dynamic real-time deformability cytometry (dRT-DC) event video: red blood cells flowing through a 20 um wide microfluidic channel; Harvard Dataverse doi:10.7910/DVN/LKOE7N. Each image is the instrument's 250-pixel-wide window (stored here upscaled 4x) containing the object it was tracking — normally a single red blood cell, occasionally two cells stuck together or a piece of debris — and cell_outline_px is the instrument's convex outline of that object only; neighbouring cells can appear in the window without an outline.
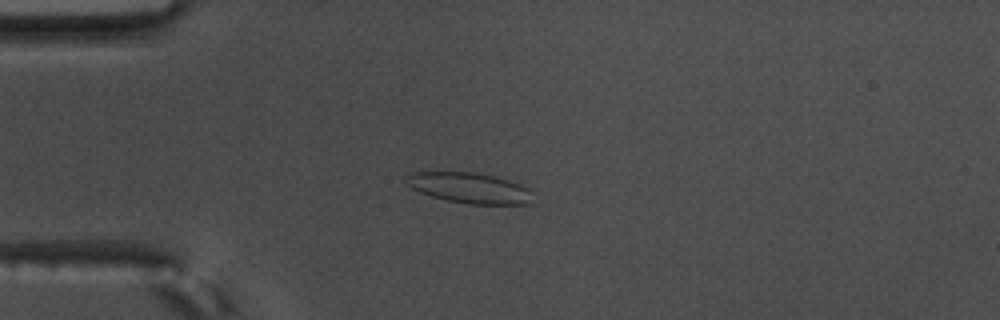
{"species": "common noctule bat (a hibernating species)", "species_latin": "Nyctalus noctula", "temperature_condition": "warm", "stored_images_in_passage": 48, "camera_frame_rate_fps": 3000, "um_per_image_px": 0.085, "animal": {"sex": "male", "body_mass_g": 17.5, "forearm_length_mm": 52.3}, "frame": {"image": 1, "passage_image": 6, "time_ms": 1.667, "image_size_px": [1000, 320], "cell_outline_px": [[532, 204], [468, 204], [448, 200], [432, 196], [420, 192], [412, 188], [404, 180], [408, 172], [476, 172], [496, 176], [520, 184], [528, 188], [532, 192]], "centroid_in_image_um": [39.92, 15.97], "position_along_channel_um": 45.1, "area_um2": 22.66}}
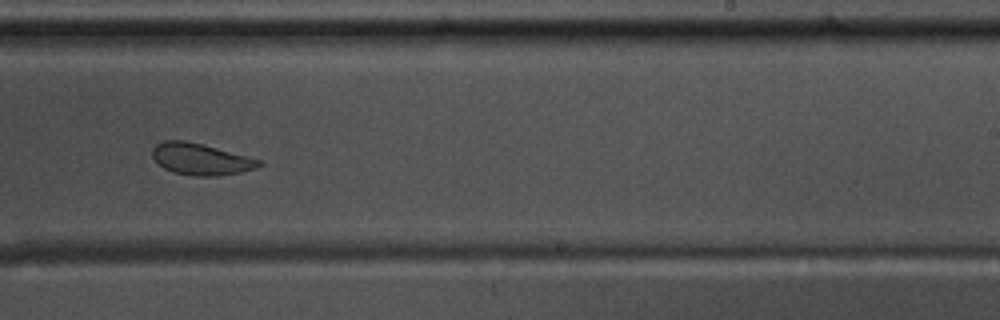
{"frame": {"image": 2, "passage_image": 27, "time_ms": 8.667, "image_size_px": [1000, 320], "cell_outline_px": [[264, 164], [256, 168], [240, 172], [216, 176], [196, 176], [172, 172], [164, 168], [152, 156], [152, 148], [156, 144], [164, 140], [184, 140], [204, 144], [248, 156], [260, 160]], "centroid_in_image_um": [17.07, 13.52], "position_along_channel_um": 271.9, "area_um2": 19.65}}
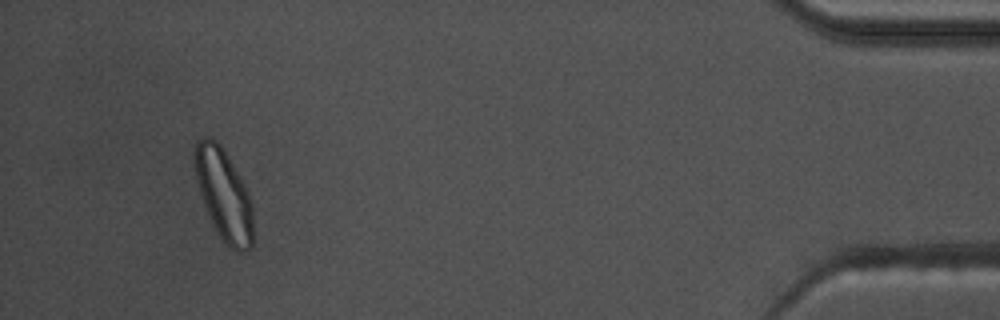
{"frame": {"image": 3, "passage_image": 45, "time_ms": 14.667, "image_size_px": [1000, 320], "cell_outline_px": [[252, 248], [244, 252], [236, 252], [220, 236], [204, 204], [196, 180], [192, 156], [192, 152], [196, 144], [204, 136], [208, 136], [216, 140], [220, 144], [244, 184], [248, 192], [252, 204]], "centroid_in_image_um": [19.01, 16.51], "position_along_channel_um": 416.2, "area_um2": 30.63}, "authors_computed_cell_mechanics": {"area_um2": 21.8484, "velocity_mm_per_s": 3.5451, "shape_relaxation_time_tau1_ms": 6.4846, "shape_relaxation_time_tau2_ms": 1.9416, "deformation_change_tau1": 0.1362, "deformation_change_tau2": 0.0606}}